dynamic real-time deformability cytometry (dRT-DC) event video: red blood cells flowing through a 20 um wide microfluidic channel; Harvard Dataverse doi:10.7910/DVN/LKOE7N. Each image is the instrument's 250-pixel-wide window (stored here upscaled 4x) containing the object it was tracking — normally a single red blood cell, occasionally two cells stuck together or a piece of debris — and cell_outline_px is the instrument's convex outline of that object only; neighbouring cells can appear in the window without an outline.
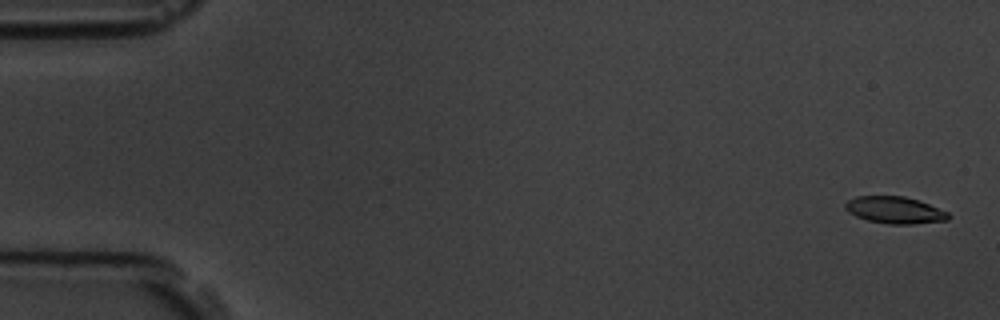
{"species": "common noctule bat (a hibernating species)", "species_latin": "Nyctalus noctula", "temperature_condition": "room temperature", "stored_images_in_passage": 5, "camera_frame_rate_fps": 3000, "um_per_image_px": 0.085, "animal": {"sex": "male", "body_mass_g": 19.5, "forearm_length_mm": 54.6}, "frame": {"image": 1, "passage_image": 1, "time_ms": 0.0, "image_size_px": [1000, 320], "cell_outline_px": [[952, 216], [948, 220], [912, 224], [888, 224], [868, 220], [856, 216], [848, 212], [844, 208], [844, 204], [848, 200], [856, 196], [904, 196], [928, 204], [948, 212]], "centroid_in_image_um": [76.04, 17.86], "position_along_channel_um": 9.0, "area_um2": 16.13}}
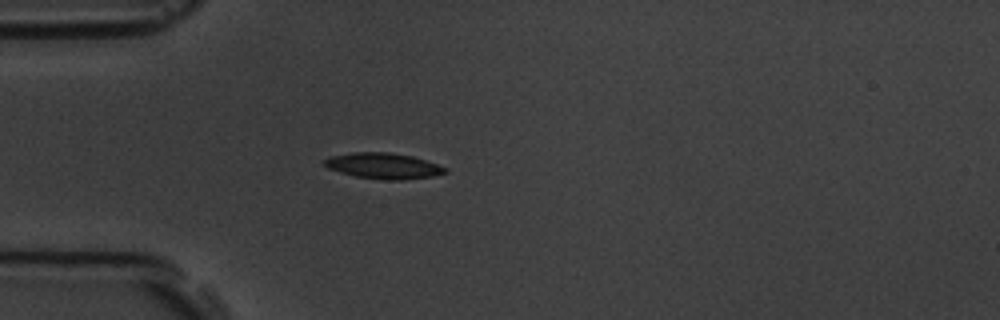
{"frame": {"image": 2, "passage_image": 5, "time_ms": 4.667, "image_size_px": [1000, 320], "cell_outline_px": [[448, 172], [432, 176], [400, 180], [388, 180], [356, 176], [340, 172], [328, 168], [324, 164], [324, 160], [332, 156], [352, 152], [388, 152], [412, 156], [448, 168]], "centroid_in_image_um": [32.6, 14.09], "position_along_channel_um": 52.4, "area_um2": 17.92}}